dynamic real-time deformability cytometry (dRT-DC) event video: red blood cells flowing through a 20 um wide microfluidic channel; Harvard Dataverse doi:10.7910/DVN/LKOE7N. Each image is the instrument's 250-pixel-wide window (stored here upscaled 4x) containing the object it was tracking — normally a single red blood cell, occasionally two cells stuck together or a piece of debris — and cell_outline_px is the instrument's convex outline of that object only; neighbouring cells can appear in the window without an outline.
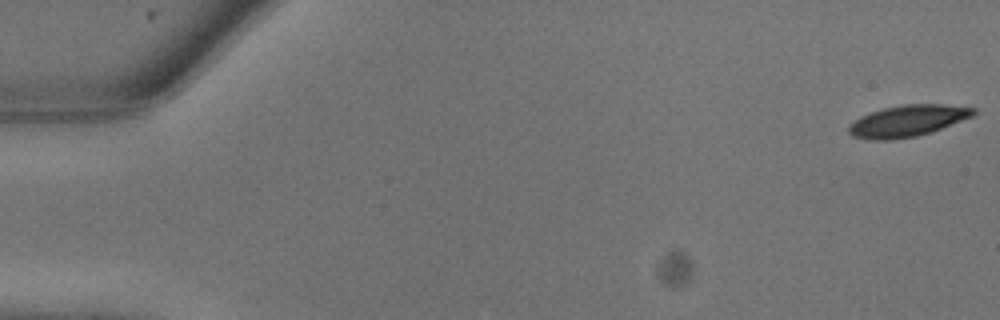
{"species": "common noctule bat (a hibernating species)", "species_latin": "Nyctalus noctula", "temperature_condition": "warm", "stored_images_in_passage": 14, "camera_frame_rate_fps": 3000, "um_per_image_px": 0.085, "animal": {"sex": "male", "body_mass_g": 13.3}, "frame": {"image": 1, "passage_image": 1, "time_ms": 0.0, "image_size_px": [1000, 320], "cell_outline_px": [[976, 116], [932, 132], [916, 136], [892, 140], [868, 140], [852, 136], [848, 132], [848, 124], [852, 120], [860, 116], [884, 108], [904, 104], [944, 104], [976, 108]], "centroid_in_image_um": [77.16, 10.28], "position_along_channel_um": 7.8, "area_um2": 23.29}}
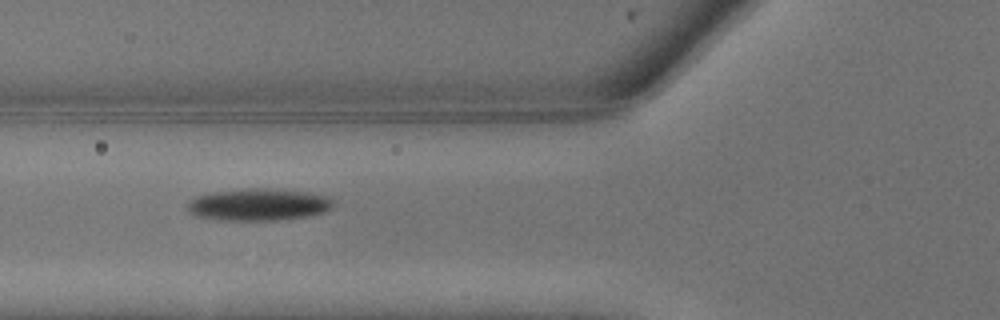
{"frame": {"image": 2, "passage_image": 10, "time_ms": 3.0, "image_size_px": [1000, 320], "cell_outline_px": [[332, 208], [324, 212], [308, 216], [276, 220], [216, 220], [192, 216], [188, 212], [188, 204], [196, 196], [216, 192], [252, 188], [256, 188], [304, 192], [324, 196], [332, 200]], "centroid_in_image_um": [21.92, 17.42], "position_along_channel_um": 103.9, "area_um2": 26.82}}
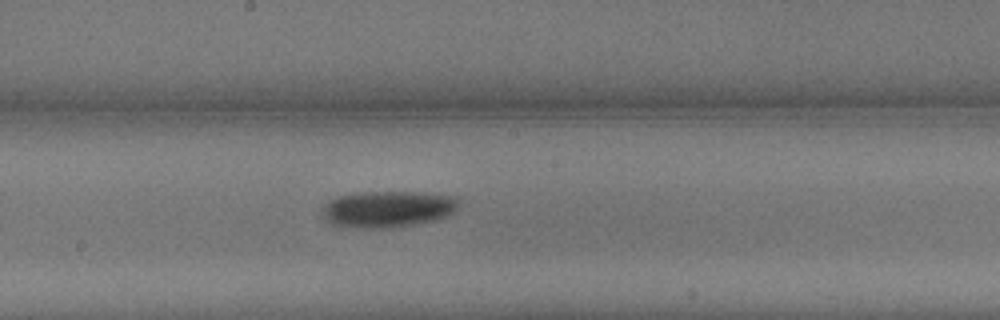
{"frame": {"image": 3, "passage_image": 14, "time_ms": 4.333, "image_size_px": [1000, 320], "cell_outline_px": [[460, 204], [448, 216], [432, 220], [392, 228], [356, 228], [332, 224], [320, 216], [320, 208], [324, 204], [340, 196], [360, 192], [424, 192], [456, 196], [460, 200]], "centroid_in_image_um": [32.94, 17.76], "position_along_channel_um": 215.3, "area_um2": 29.25}}